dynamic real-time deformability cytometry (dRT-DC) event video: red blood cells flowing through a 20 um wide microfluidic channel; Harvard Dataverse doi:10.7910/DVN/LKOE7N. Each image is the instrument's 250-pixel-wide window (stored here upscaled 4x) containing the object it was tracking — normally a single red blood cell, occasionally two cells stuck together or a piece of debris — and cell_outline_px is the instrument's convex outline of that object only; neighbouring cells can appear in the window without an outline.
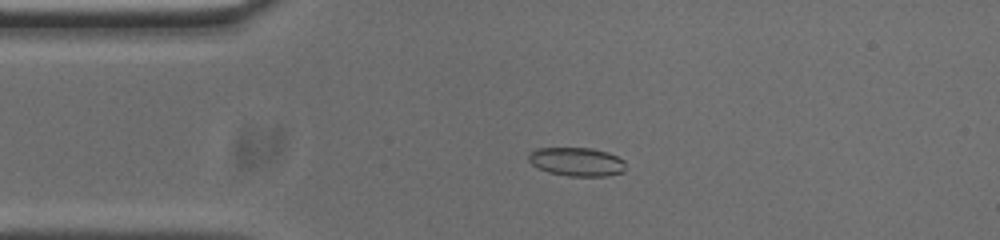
{"species": "common noctule bat (a hibernating species)", "species_latin": "Nyctalus noctula", "temperature_condition": "cold", "stored_images_in_passage": 53, "camera_frame_rate_fps": 3000, "um_per_image_px": 0.085, "animal": {"sex": "male", "body_mass_g": 20.0, "forearm_length_mm": 53.3}, "frame": {"image": 1, "passage_image": 11, "time_ms": 3.333, "image_size_px": [1000, 240], "cell_outline_px": [[624, 172], [604, 176], [568, 176], [548, 172], [532, 164], [528, 160], [528, 152], [536, 148], [592, 148], [608, 152], [624, 160]], "centroid_in_image_um": [49.0, 13.74], "position_along_channel_um": 36.0, "area_um2": 16.24}}
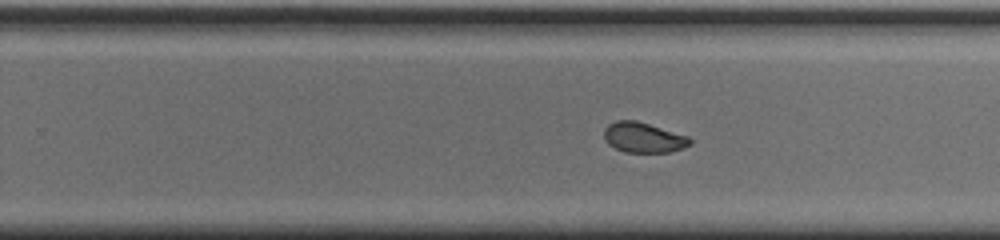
{"frame": {"image": 2, "passage_image": 32, "time_ms": 10.333, "image_size_px": [1000, 240], "cell_outline_px": [[692, 144], [684, 148], [668, 152], [624, 152], [608, 144], [604, 140], [604, 128], [608, 124], [616, 120], [636, 120], [688, 136], [692, 140]], "centroid_in_image_um": [54.68, 11.69], "position_along_channel_um": 275.1, "area_um2": 15.2}}
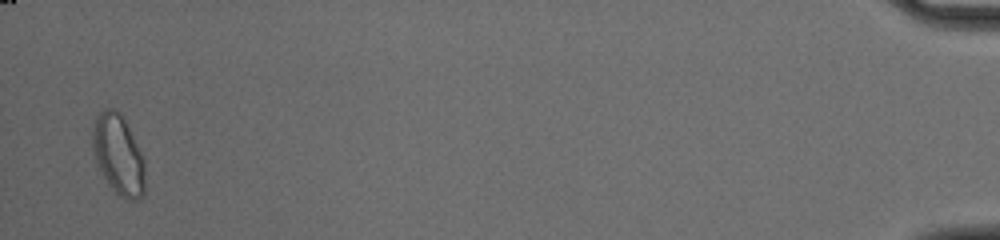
{"frame": {"image": 3, "passage_image": 52, "time_ms": 17.0, "image_size_px": [1000, 240], "cell_outline_px": [[144, 196], [136, 200], [128, 200], [116, 196], [108, 184], [96, 164], [92, 148], [92, 128], [96, 116], [104, 108], [116, 108], [120, 112], [144, 160]], "centroid_in_image_um": [10.03, 13.18], "position_along_channel_um": 425.2, "area_um2": 24.62}, "authors_computed_cell_mechanics": {"area_um2": 16.2418, "velocity_mm_per_s": 3.7498, "shape_relaxation_time_tau1_ms": 6.4965, "shape_relaxation_time_tau2_ms": 1.1998, "deformation_change_tau1": 0.099, "deformation_change_tau2": 0.0517}}